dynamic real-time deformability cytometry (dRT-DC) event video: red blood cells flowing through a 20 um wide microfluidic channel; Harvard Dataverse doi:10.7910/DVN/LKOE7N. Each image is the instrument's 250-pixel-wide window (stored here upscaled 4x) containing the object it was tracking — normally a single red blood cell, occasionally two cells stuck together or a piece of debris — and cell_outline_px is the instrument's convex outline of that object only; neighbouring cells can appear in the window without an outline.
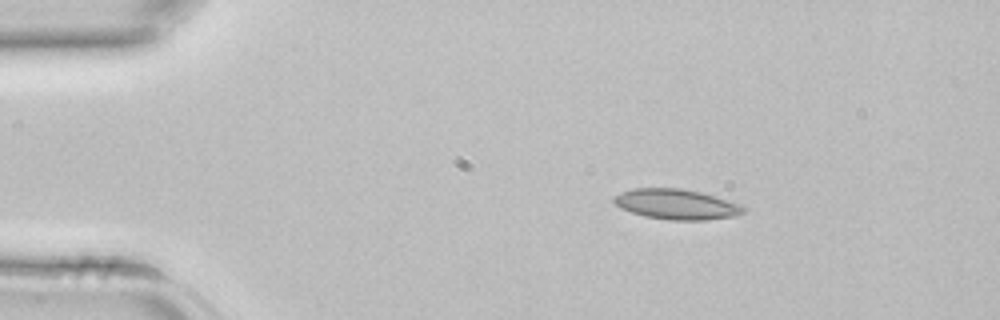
{"species": "common noctule bat (a hibernating species)", "species_latin": "Nyctalus noctula", "temperature_condition": "room temperature", "stored_images_in_passage": 2, "camera_frame_rate_fps": 3000, "um_per_image_px": 0.085, "animal": {"sex": "female", "body_mass_g": 22.7, "forearm_length_mm": 54.2}, "frame": {"image": 1, "passage_image": 1, "time_ms": 0.0, "image_size_px": [1000, 320], "cell_outline_px": [[744, 212], [736, 216], [704, 220], [668, 220], [644, 216], [620, 208], [612, 200], [612, 196], [620, 192], [632, 188], [680, 188], [700, 192], [740, 204], [744, 208]], "centroid_in_image_um": [57.44, 17.36], "position_along_channel_um": 27.6, "area_um2": 22.83}}